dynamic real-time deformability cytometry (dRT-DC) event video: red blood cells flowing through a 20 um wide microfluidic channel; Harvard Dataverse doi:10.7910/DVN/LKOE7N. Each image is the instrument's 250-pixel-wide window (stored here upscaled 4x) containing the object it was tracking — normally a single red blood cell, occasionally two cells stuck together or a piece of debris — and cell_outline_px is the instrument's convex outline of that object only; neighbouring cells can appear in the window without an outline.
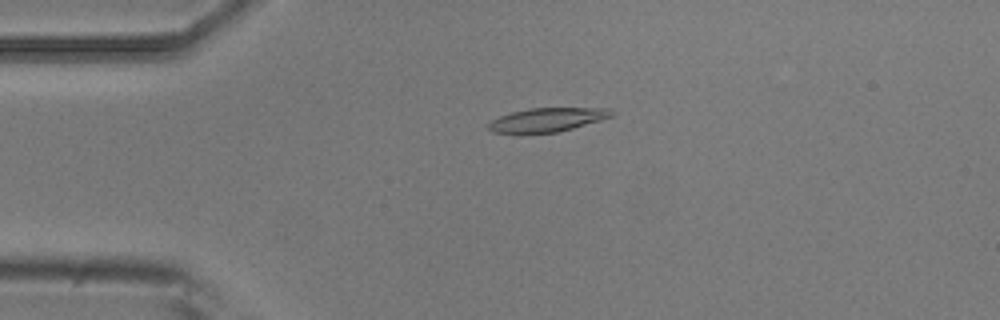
{"species": "common noctule bat (a hibernating species)", "species_latin": "Nyctalus noctula", "temperature_condition": "room temperature", "stored_images_in_passage": 49, "camera_frame_rate_fps": 3000, "um_per_image_px": 0.085, "animal": {"sex": "male", "body_mass_g": 20.5, "forearm_length_mm": 52.5}, "frame": {"image": 1, "passage_image": 8, "time_ms": 2.333, "image_size_px": [1000, 320], "cell_outline_px": [[616, 112], [612, 116], [600, 120], [572, 128], [556, 132], [492, 132], [484, 128], [492, 120], [500, 116], [512, 112], [532, 108], [608, 108]], "centroid_in_image_um": [46.52, 10.16], "position_along_channel_um": 38.5, "area_um2": 16.76}}
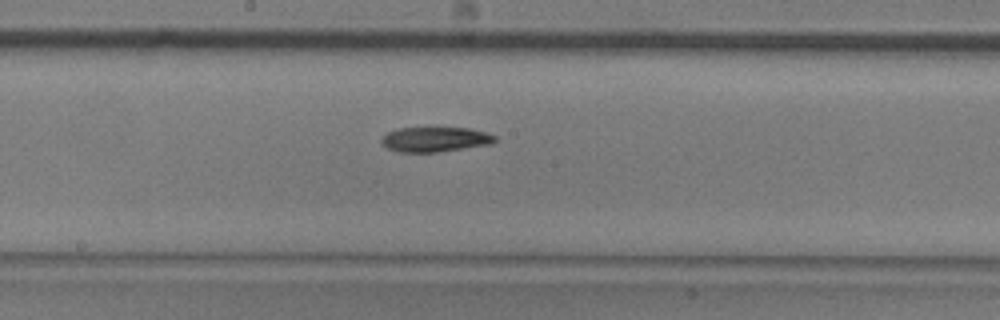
{"frame": {"image": 2, "passage_image": 24, "time_ms": 7.667, "image_size_px": [1000, 320], "cell_outline_px": [[496, 140], [492, 144], [436, 152], [396, 152], [388, 148], [380, 140], [388, 132], [396, 128], [468, 128], [484, 132], [496, 136]], "centroid_in_image_um": [36.98, 11.85], "position_along_channel_um": 211.2, "area_um2": 16.3}}
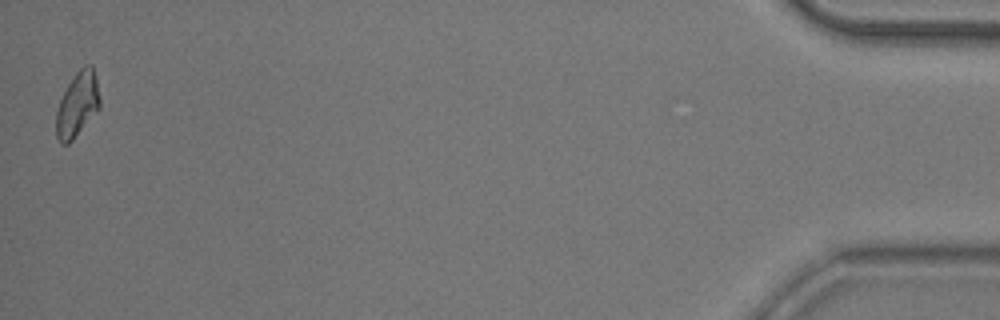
{"frame": {"image": 3, "passage_image": 49, "time_ms": 16.0, "image_size_px": [1000, 320], "cell_outline_px": [[100, 108], [72, 140], [68, 144], [60, 144], [56, 136], [56, 112], [60, 100], [68, 84], [76, 72], [84, 64], [92, 64], [100, 96]], "centroid_in_image_um": [6.58, 8.88], "position_along_channel_um": 428.6, "area_um2": 16.42}, "authors_computed_cell_mechanics": {"area_um2": 16.7042, "velocity_mm_per_s": 3.7464, "shape_relaxation_time_tau1_ms": 8.5525, "shape_relaxation_time_tau2_ms": null, "deformation_change_tau1": 0.2191, "deformation_change_tau2": null}}